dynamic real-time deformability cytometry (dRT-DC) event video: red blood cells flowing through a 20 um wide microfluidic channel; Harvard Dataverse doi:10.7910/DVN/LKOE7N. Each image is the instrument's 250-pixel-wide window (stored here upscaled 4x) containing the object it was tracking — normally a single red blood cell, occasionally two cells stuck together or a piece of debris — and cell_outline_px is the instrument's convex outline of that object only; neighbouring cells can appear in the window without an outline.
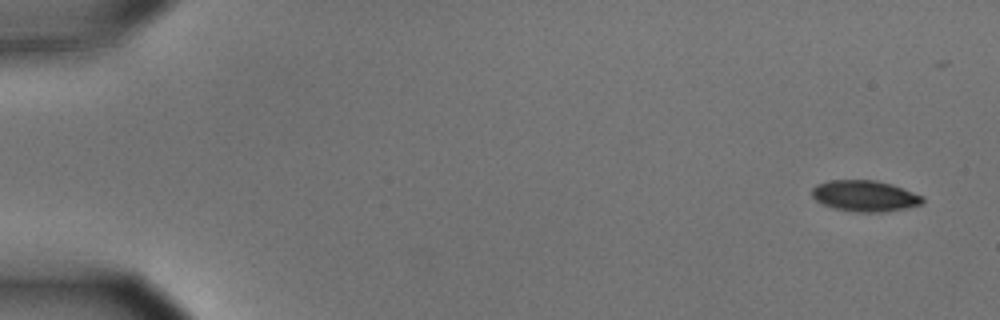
{"species": "common noctule bat (a hibernating species)", "species_latin": "Nyctalus noctula", "temperature_condition": "cold", "stored_images_in_passage": 5, "camera_frame_rate_fps": 3000, "um_per_image_px": 0.085, "animal": {"sex": "male", "body_mass_g": 15.6}, "frame": {"image": 1, "passage_image": 1, "time_ms": 0.0, "image_size_px": [1000, 320], "cell_outline_px": [[924, 200], [920, 204], [904, 208], [884, 212], [856, 212], [832, 208], [816, 200], [812, 196], [812, 188], [816, 184], [828, 180], [876, 180], [892, 184], [924, 196]], "centroid_in_image_um": [73.49, 16.64], "position_along_channel_um": 11.5, "area_um2": 20.06}}
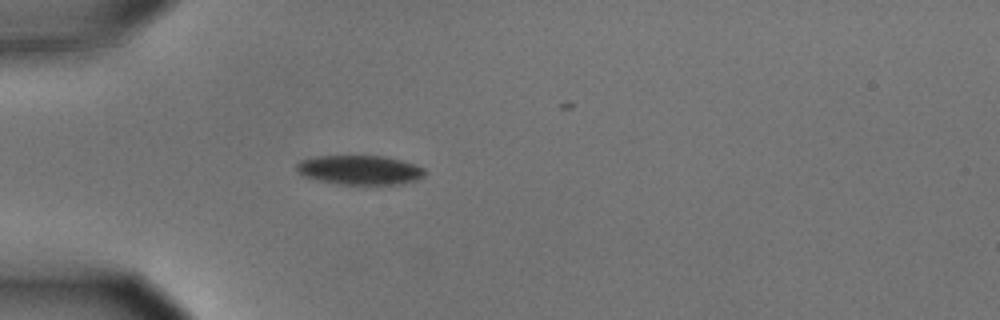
{"frame": {"image": 2, "passage_image": 5, "time_ms": 1.333, "image_size_px": [1000, 320], "cell_outline_px": [[428, 172], [424, 176], [416, 180], [400, 184], [340, 184], [320, 180], [304, 176], [296, 168], [296, 164], [300, 160], [316, 156], [384, 156], [416, 164], [424, 168]], "centroid_in_image_um": [30.63, 14.44], "position_along_channel_um": 54.4, "area_um2": 21.85}}